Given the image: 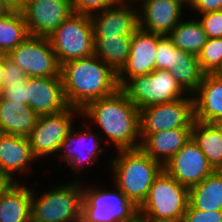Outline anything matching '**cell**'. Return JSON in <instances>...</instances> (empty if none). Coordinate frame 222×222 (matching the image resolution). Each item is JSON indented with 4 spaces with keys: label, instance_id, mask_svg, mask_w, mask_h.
<instances>
[{
    "label": "cell",
    "instance_id": "obj_1",
    "mask_svg": "<svg viewBox=\"0 0 222 222\" xmlns=\"http://www.w3.org/2000/svg\"><path fill=\"white\" fill-rule=\"evenodd\" d=\"M60 76L67 105L79 110L120 88L118 74L96 55L62 64Z\"/></svg>",
    "mask_w": 222,
    "mask_h": 222
},
{
    "label": "cell",
    "instance_id": "obj_2",
    "mask_svg": "<svg viewBox=\"0 0 222 222\" xmlns=\"http://www.w3.org/2000/svg\"><path fill=\"white\" fill-rule=\"evenodd\" d=\"M81 115L94 120L117 150L140 147L139 109L121 88L90 102L81 110Z\"/></svg>",
    "mask_w": 222,
    "mask_h": 222
},
{
    "label": "cell",
    "instance_id": "obj_3",
    "mask_svg": "<svg viewBox=\"0 0 222 222\" xmlns=\"http://www.w3.org/2000/svg\"><path fill=\"white\" fill-rule=\"evenodd\" d=\"M118 153V157L111 160L114 187L139 208L146 200L154 180L163 171V165L140 147L118 150Z\"/></svg>",
    "mask_w": 222,
    "mask_h": 222
},
{
    "label": "cell",
    "instance_id": "obj_4",
    "mask_svg": "<svg viewBox=\"0 0 222 222\" xmlns=\"http://www.w3.org/2000/svg\"><path fill=\"white\" fill-rule=\"evenodd\" d=\"M188 199L189 189L163 170L138 208L139 222L181 221L189 204Z\"/></svg>",
    "mask_w": 222,
    "mask_h": 222
},
{
    "label": "cell",
    "instance_id": "obj_5",
    "mask_svg": "<svg viewBox=\"0 0 222 222\" xmlns=\"http://www.w3.org/2000/svg\"><path fill=\"white\" fill-rule=\"evenodd\" d=\"M81 183V184H80ZM82 182L75 179L31 198V222H82ZM37 198V199H36Z\"/></svg>",
    "mask_w": 222,
    "mask_h": 222
},
{
    "label": "cell",
    "instance_id": "obj_6",
    "mask_svg": "<svg viewBox=\"0 0 222 222\" xmlns=\"http://www.w3.org/2000/svg\"><path fill=\"white\" fill-rule=\"evenodd\" d=\"M60 66L94 55L93 25L90 15L72 12L47 37Z\"/></svg>",
    "mask_w": 222,
    "mask_h": 222
},
{
    "label": "cell",
    "instance_id": "obj_7",
    "mask_svg": "<svg viewBox=\"0 0 222 222\" xmlns=\"http://www.w3.org/2000/svg\"><path fill=\"white\" fill-rule=\"evenodd\" d=\"M83 189L82 222H139L136 207L117 187Z\"/></svg>",
    "mask_w": 222,
    "mask_h": 222
},
{
    "label": "cell",
    "instance_id": "obj_8",
    "mask_svg": "<svg viewBox=\"0 0 222 222\" xmlns=\"http://www.w3.org/2000/svg\"><path fill=\"white\" fill-rule=\"evenodd\" d=\"M121 89L138 109L171 102L187 95L167 70L155 69L148 75L135 76Z\"/></svg>",
    "mask_w": 222,
    "mask_h": 222
},
{
    "label": "cell",
    "instance_id": "obj_9",
    "mask_svg": "<svg viewBox=\"0 0 222 222\" xmlns=\"http://www.w3.org/2000/svg\"><path fill=\"white\" fill-rule=\"evenodd\" d=\"M140 140L155 132L176 128H192L194 118L193 95H186L163 104L139 109Z\"/></svg>",
    "mask_w": 222,
    "mask_h": 222
},
{
    "label": "cell",
    "instance_id": "obj_10",
    "mask_svg": "<svg viewBox=\"0 0 222 222\" xmlns=\"http://www.w3.org/2000/svg\"><path fill=\"white\" fill-rule=\"evenodd\" d=\"M7 57L28 77H61V66L47 37L29 35Z\"/></svg>",
    "mask_w": 222,
    "mask_h": 222
},
{
    "label": "cell",
    "instance_id": "obj_11",
    "mask_svg": "<svg viewBox=\"0 0 222 222\" xmlns=\"http://www.w3.org/2000/svg\"><path fill=\"white\" fill-rule=\"evenodd\" d=\"M74 114L81 116V110L68 106L61 112L38 117L36 125L28 136L36 159L59 152L61 143L72 128Z\"/></svg>",
    "mask_w": 222,
    "mask_h": 222
},
{
    "label": "cell",
    "instance_id": "obj_12",
    "mask_svg": "<svg viewBox=\"0 0 222 222\" xmlns=\"http://www.w3.org/2000/svg\"><path fill=\"white\" fill-rule=\"evenodd\" d=\"M163 170L188 189L215 171L193 138L164 164Z\"/></svg>",
    "mask_w": 222,
    "mask_h": 222
},
{
    "label": "cell",
    "instance_id": "obj_13",
    "mask_svg": "<svg viewBox=\"0 0 222 222\" xmlns=\"http://www.w3.org/2000/svg\"><path fill=\"white\" fill-rule=\"evenodd\" d=\"M73 12L71 0H25L21 10L29 34L49 37Z\"/></svg>",
    "mask_w": 222,
    "mask_h": 222
},
{
    "label": "cell",
    "instance_id": "obj_14",
    "mask_svg": "<svg viewBox=\"0 0 222 222\" xmlns=\"http://www.w3.org/2000/svg\"><path fill=\"white\" fill-rule=\"evenodd\" d=\"M157 44L158 34L156 33L146 32L138 28L132 34L130 55L127 63L118 73L120 88L129 79L138 75H148L155 70Z\"/></svg>",
    "mask_w": 222,
    "mask_h": 222
},
{
    "label": "cell",
    "instance_id": "obj_15",
    "mask_svg": "<svg viewBox=\"0 0 222 222\" xmlns=\"http://www.w3.org/2000/svg\"><path fill=\"white\" fill-rule=\"evenodd\" d=\"M90 18L94 38L132 36L139 28L138 8L133 4H114Z\"/></svg>",
    "mask_w": 222,
    "mask_h": 222
},
{
    "label": "cell",
    "instance_id": "obj_16",
    "mask_svg": "<svg viewBox=\"0 0 222 222\" xmlns=\"http://www.w3.org/2000/svg\"><path fill=\"white\" fill-rule=\"evenodd\" d=\"M84 130L75 131L73 127L70 132L67 134L66 139L61 143L59 151L62 158L61 160L66 161L68 166H71V169L80 170L85 169L84 167L93 165L96 159L99 157V154H103V147L99 143V138L96 137L90 129L88 123L84 124ZM87 141L86 143H84ZM76 144V146H75ZM101 147V148H100ZM64 151H63V150Z\"/></svg>",
    "mask_w": 222,
    "mask_h": 222
},
{
    "label": "cell",
    "instance_id": "obj_17",
    "mask_svg": "<svg viewBox=\"0 0 222 222\" xmlns=\"http://www.w3.org/2000/svg\"><path fill=\"white\" fill-rule=\"evenodd\" d=\"M138 9L139 28L150 33L168 35L182 20L181 0H144Z\"/></svg>",
    "mask_w": 222,
    "mask_h": 222
},
{
    "label": "cell",
    "instance_id": "obj_18",
    "mask_svg": "<svg viewBox=\"0 0 222 222\" xmlns=\"http://www.w3.org/2000/svg\"><path fill=\"white\" fill-rule=\"evenodd\" d=\"M27 88L28 106L39 116L55 114L68 107L61 77H28Z\"/></svg>",
    "mask_w": 222,
    "mask_h": 222
},
{
    "label": "cell",
    "instance_id": "obj_19",
    "mask_svg": "<svg viewBox=\"0 0 222 222\" xmlns=\"http://www.w3.org/2000/svg\"><path fill=\"white\" fill-rule=\"evenodd\" d=\"M33 160L28 137L0 133V174L9 182H15L13 175L27 171Z\"/></svg>",
    "mask_w": 222,
    "mask_h": 222
},
{
    "label": "cell",
    "instance_id": "obj_20",
    "mask_svg": "<svg viewBox=\"0 0 222 222\" xmlns=\"http://www.w3.org/2000/svg\"><path fill=\"white\" fill-rule=\"evenodd\" d=\"M193 99L196 121L214 123L222 119V78L205 74Z\"/></svg>",
    "mask_w": 222,
    "mask_h": 222
},
{
    "label": "cell",
    "instance_id": "obj_21",
    "mask_svg": "<svg viewBox=\"0 0 222 222\" xmlns=\"http://www.w3.org/2000/svg\"><path fill=\"white\" fill-rule=\"evenodd\" d=\"M192 138V128H176L147 135L140 148L163 166Z\"/></svg>",
    "mask_w": 222,
    "mask_h": 222
},
{
    "label": "cell",
    "instance_id": "obj_22",
    "mask_svg": "<svg viewBox=\"0 0 222 222\" xmlns=\"http://www.w3.org/2000/svg\"><path fill=\"white\" fill-rule=\"evenodd\" d=\"M30 187L9 182L0 193V222H31Z\"/></svg>",
    "mask_w": 222,
    "mask_h": 222
},
{
    "label": "cell",
    "instance_id": "obj_23",
    "mask_svg": "<svg viewBox=\"0 0 222 222\" xmlns=\"http://www.w3.org/2000/svg\"><path fill=\"white\" fill-rule=\"evenodd\" d=\"M38 117L29 106L0 97V133L28 137Z\"/></svg>",
    "mask_w": 222,
    "mask_h": 222
},
{
    "label": "cell",
    "instance_id": "obj_24",
    "mask_svg": "<svg viewBox=\"0 0 222 222\" xmlns=\"http://www.w3.org/2000/svg\"><path fill=\"white\" fill-rule=\"evenodd\" d=\"M188 205L203 211L222 210V170H215L189 189Z\"/></svg>",
    "mask_w": 222,
    "mask_h": 222
},
{
    "label": "cell",
    "instance_id": "obj_25",
    "mask_svg": "<svg viewBox=\"0 0 222 222\" xmlns=\"http://www.w3.org/2000/svg\"><path fill=\"white\" fill-rule=\"evenodd\" d=\"M132 36L94 38V55L117 74L127 63Z\"/></svg>",
    "mask_w": 222,
    "mask_h": 222
},
{
    "label": "cell",
    "instance_id": "obj_26",
    "mask_svg": "<svg viewBox=\"0 0 222 222\" xmlns=\"http://www.w3.org/2000/svg\"><path fill=\"white\" fill-rule=\"evenodd\" d=\"M192 138L214 170H222V133L213 123L194 121Z\"/></svg>",
    "mask_w": 222,
    "mask_h": 222
},
{
    "label": "cell",
    "instance_id": "obj_27",
    "mask_svg": "<svg viewBox=\"0 0 222 222\" xmlns=\"http://www.w3.org/2000/svg\"><path fill=\"white\" fill-rule=\"evenodd\" d=\"M170 73L181 88L190 95L196 92L205 75L198 61V56L179 48L176 64L170 70Z\"/></svg>",
    "mask_w": 222,
    "mask_h": 222
},
{
    "label": "cell",
    "instance_id": "obj_28",
    "mask_svg": "<svg viewBox=\"0 0 222 222\" xmlns=\"http://www.w3.org/2000/svg\"><path fill=\"white\" fill-rule=\"evenodd\" d=\"M182 21L168 34V37L179 49L198 56L208 37L198 20Z\"/></svg>",
    "mask_w": 222,
    "mask_h": 222
},
{
    "label": "cell",
    "instance_id": "obj_29",
    "mask_svg": "<svg viewBox=\"0 0 222 222\" xmlns=\"http://www.w3.org/2000/svg\"><path fill=\"white\" fill-rule=\"evenodd\" d=\"M28 76L16 63L12 62L5 54L3 86L0 97L20 105H27Z\"/></svg>",
    "mask_w": 222,
    "mask_h": 222
},
{
    "label": "cell",
    "instance_id": "obj_30",
    "mask_svg": "<svg viewBox=\"0 0 222 222\" xmlns=\"http://www.w3.org/2000/svg\"><path fill=\"white\" fill-rule=\"evenodd\" d=\"M29 35L21 11H10L6 15L0 16V51L2 54L7 55Z\"/></svg>",
    "mask_w": 222,
    "mask_h": 222
},
{
    "label": "cell",
    "instance_id": "obj_31",
    "mask_svg": "<svg viewBox=\"0 0 222 222\" xmlns=\"http://www.w3.org/2000/svg\"><path fill=\"white\" fill-rule=\"evenodd\" d=\"M222 58V37L208 38L198 55V61L205 74H211Z\"/></svg>",
    "mask_w": 222,
    "mask_h": 222
},
{
    "label": "cell",
    "instance_id": "obj_32",
    "mask_svg": "<svg viewBox=\"0 0 222 222\" xmlns=\"http://www.w3.org/2000/svg\"><path fill=\"white\" fill-rule=\"evenodd\" d=\"M155 69L170 71L177 61L178 47L168 35L158 34V44L156 50Z\"/></svg>",
    "mask_w": 222,
    "mask_h": 222
},
{
    "label": "cell",
    "instance_id": "obj_33",
    "mask_svg": "<svg viewBox=\"0 0 222 222\" xmlns=\"http://www.w3.org/2000/svg\"><path fill=\"white\" fill-rule=\"evenodd\" d=\"M114 4L115 0H71L73 12L84 15H92Z\"/></svg>",
    "mask_w": 222,
    "mask_h": 222
},
{
    "label": "cell",
    "instance_id": "obj_34",
    "mask_svg": "<svg viewBox=\"0 0 222 222\" xmlns=\"http://www.w3.org/2000/svg\"><path fill=\"white\" fill-rule=\"evenodd\" d=\"M199 19L208 38L222 37V10L204 13Z\"/></svg>",
    "mask_w": 222,
    "mask_h": 222
},
{
    "label": "cell",
    "instance_id": "obj_35",
    "mask_svg": "<svg viewBox=\"0 0 222 222\" xmlns=\"http://www.w3.org/2000/svg\"><path fill=\"white\" fill-rule=\"evenodd\" d=\"M181 222H222V210L203 211L188 205Z\"/></svg>",
    "mask_w": 222,
    "mask_h": 222
},
{
    "label": "cell",
    "instance_id": "obj_36",
    "mask_svg": "<svg viewBox=\"0 0 222 222\" xmlns=\"http://www.w3.org/2000/svg\"><path fill=\"white\" fill-rule=\"evenodd\" d=\"M189 6L202 15L207 12L222 10V0H193Z\"/></svg>",
    "mask_w": 222,
    "mask_h": 222
},
{
    "label": "cell",
    "instance_id": "obj_37",
    "mask_svg": "<svg viewBox=\"0 0 222 222\" xmlns=\"http://www.w3.org/2000/svg\"><path fill=\"white\" fill-rule=\"evenodd\" d=\"M10 11H21L24 7L25 0H2Z\"/></svg>",
    "mask_w": 222,
    "mask_h": 222
},
{
    "label": "cell",
    "instance_id": "obj_38",
    "mask_svg": "<svg viewBox=\"0 0 222 222\" xmlns=\"http://www.w3.org/2000/svg\"><path fill=\"white\" fill-rule=\"evenodd\" d=\"M4 65H5V54H2L0 56V90L3 86Z\"/></svg>",
    "mask_w": 222,
    "mask_h": 222
},
{
    "label": "cell",
    "instance_id": "obj_39",
    "mask_svg": "<svg viewBox=\"0 0 222 222\" xmlns=\"http://www.w3.org/2000/svg\"><path fill=\"white\" fill-rule=\"evenodd\" d=\"M211 74H213L216 77L222 78V58L220 60L218 67Z\"/></svg>",
    "mask_w": 222,
    "mask_h": 222
},
{
    "label": "cell",
    "instance_id": "obj_40",
    "mask_svg": "<svg viewBox=\"0 0 222 222\" xmlns=\"http://www.w3.org/2000/svg\"><path fill=\"white\" fill-rule=\"evenodd\" d=\"M10 10L8 7L0 0V16L6 15Z\"/></svg>",
    "mask_w": 222,
    "mask_h": 222
},
{
    "label": "cell",
    "instance_id": "obj_41",
    "mask_svg": "<svg viewBox=\"0 0 222 222\" xmlns=\"http://www.w3.org/2000/svg\"><path fill=\"white\" fill-rule=\"evenodd\" d=\"M9 181L0 174V193L8 185Z\"/></svg>",
    "mask_w": 222,
    "mask_h": 222
},
{
    "label": "cell",
    "instance_id": "obj_42",
    "mask_svg": "<svg viewBox=\"0 0 222 222\" xmlns=\"http://www.w3.org/2000/svg\"><path fill=\"white\" fill-rule=\"evenodd\" d=\"M128 1V0H127ZM126 0H115V2H116V4H129V3H132V2H137V1H139L140 2V4H141V1L143 2L144 0H136V1H134V0H130V2H127Z\"/></svg>",
    "mask_w": 222,
    "mask_h": 222
},
{
    "label": "cell",
    "instance_id": "obj_43",
    "mask_svg": "<svg viewBox=\"0 0 222 222\" xmlns=\"http://www.w3.org/2000/svg\"><path fill=\"white\" fill-rule=\"evenodd\" d=\"M217 128L218 130L222 133V119L220 120H217L216 122L213 123Z\"/></svg>",
    "mask_w": 222,
    "mask_h": 222
},
{
    "label": "cell",
    "instance_id": "obj_44",
    "mask_svg": "<svg viewBox=\"0 0 222 222\" xmlns=\"http://www.w3.org/2000/svg\"><path fill=\"white\" fill-rule=\"evenodd\" d=\"M183 3H186L188 5H190V3L193 1V0H181Z\"/></svg>",
    "mask_w": 222,
    "mask_h": 222
}]
</instances>
